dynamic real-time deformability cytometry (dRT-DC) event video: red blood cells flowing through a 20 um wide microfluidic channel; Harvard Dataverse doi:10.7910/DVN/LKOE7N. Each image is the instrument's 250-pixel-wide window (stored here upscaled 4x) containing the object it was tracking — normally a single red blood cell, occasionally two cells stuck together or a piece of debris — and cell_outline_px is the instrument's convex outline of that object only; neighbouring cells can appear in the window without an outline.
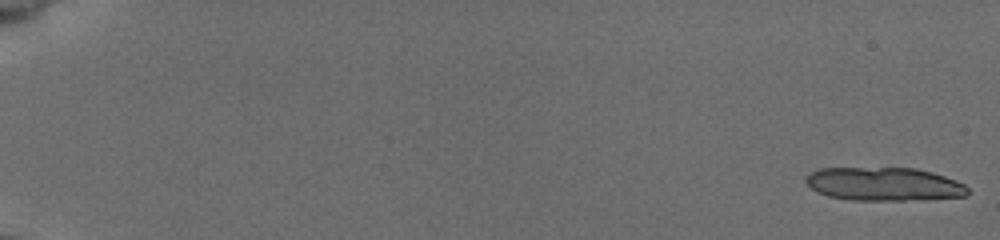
{"species": "common noctule bat (a hibernating species)", "species_latin": "Nyctalus noctula", "temperature_condition": "cold", "stored_images_in_passage": 19, "camera_frame_rate_fps": 3000, "um_per_image_px": 0.085, "animal": {"sex": "female", "body_mass_g": 19.5, "forearm_length_mm": 54.1}, "frame": {"image": 1, "passage_image": 1, "time_ms": 0.0, "image_size_px": [1000, 240], "cell_outline_px": [[968, 192], [964, 196], [904, 200], [852, 200], [828, 196], [812, 188], [808, 184], [808, 176], [812, 172], [820, 168], [916, 168], [932, 172], [956, 180], [964, 184], [968, 188]], "centroid_in_image_um": [75.17, 15.64], "position_along_channel_um": 9.8, "area_um2": 31.04}}